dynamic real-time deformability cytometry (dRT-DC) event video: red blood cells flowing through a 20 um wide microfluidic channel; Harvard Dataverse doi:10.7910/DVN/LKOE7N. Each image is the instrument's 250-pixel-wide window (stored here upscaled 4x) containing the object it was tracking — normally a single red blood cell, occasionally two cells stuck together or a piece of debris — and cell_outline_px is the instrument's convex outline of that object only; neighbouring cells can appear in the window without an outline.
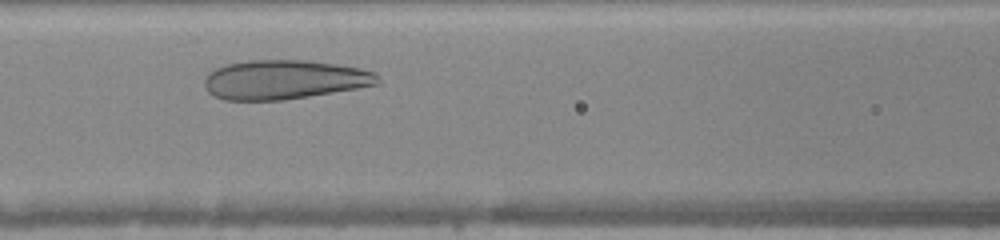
{"species": "human", "species_latin": "Homo sapiens", "temperature_condition": "warm", "stored_images_in_passage": 28, "camera_frame_rate_fps": 3000, "um_per_image_px": 0.085, "donor": {"sex": "female"}, "frame": {"image": 1, "passage_image": 9, "time_ms": 2.667, "image_size_px": [1000, 240], "cell_outline_px": [[380, 84], [284, 100], [224, 100], [208, 92], [204, 84], [204, 80], [208, 72], [224, 64], [248, 60], [300, 60], [336, 64], [360, 68], [376, 72], [380, 76]], "centroid_in_image_um": [24.15, 6.76], "position_along_channel_um": 142.4, "area_um2": 39.65}}
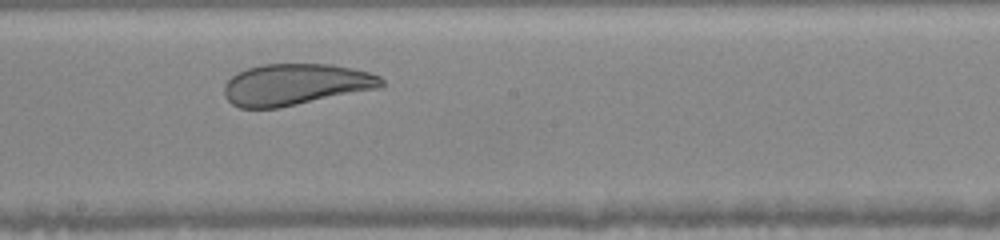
{"frame": {"image": 2, "passage_image": 15, "time_ms": 4.667, "image_size_px": [1000, 240], "cell_outline_px": [[384, 84], [380, 88], [280, 108], [240, 108], [232, 104], [224, 96], [224, 84], [236, 72], [248, 68], [264, 64], [332, 64], [368, 72], [380, 76], [384, 80]], "centroid_in_image_um": [25.11, 7.19], "position_along_channel_um": 223.1, "area_um2": 38.15}}
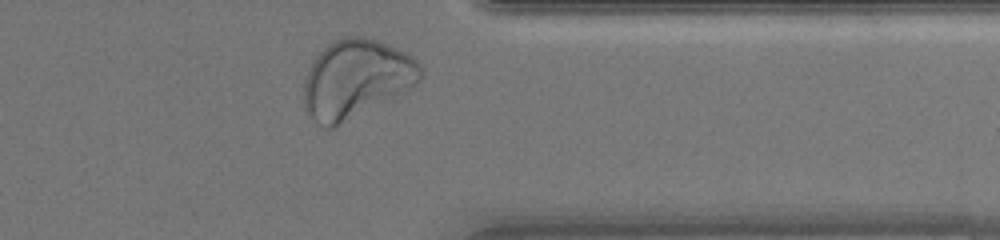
{"frame": {"image": 3, "passage_image": 27, "time_ms": 8.667, "image_size_px": [1000, 240], "cell_outline_px": [[420, 80], [416, 84], [332, 128], [324, 128], [312, 116], [304, 104], [304, 84], [308, 72], [316, 56], [332, 40], [344, 36], [364, 36], [376, 40], [396, 48], [412, 56], [416, 60], [420, 68]], "centroid_in_image_um": [30.24, 6.66], "position_along_channel_um": 381.2, "area_um2": 51.85}, "authors_computed_cell_mechanics": {"area_um2": 40.7779, "velocity_mm_per_s": 4.034, "shape_relaxation_time_tau1_ms": 7.3586, "shape_relaxation_time_tau2_ms": 0.756, "deformation_change_tau1": 0.2054, "deformation_change_tau2": 0.0741}}